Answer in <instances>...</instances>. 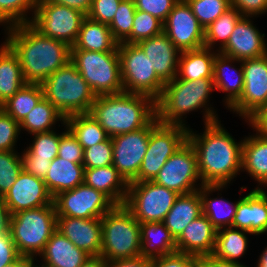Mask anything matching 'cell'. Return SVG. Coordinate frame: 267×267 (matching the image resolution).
<instances>
[{"label":"cell","mask_w":267,"mask_h":267,"mask_svg":"<svg viewBox=\"0 0 267 267\" xmlns=\"http://www.w3.org/2000/svg\"><path fill=\"white\" fill-rule=\"evenodd\" d=\"M247 125L248 135H244L242 144V172L244 180L250 177L253 183L251 189H262L267 186V138L260 136L248 123V120L240 119ZM252 131H251V130ZM255 185V186H254Z\"/></svg>","instance_id":"cell-22"},{"label":"cell","mask_w":267,"mask_h":267,"mask_svg":"<svg viewBox=\"0 0 267 267\" xmlns=\"http://www.w3.org/2000/svg\"><path fill=\"white\" fill-rule=\"evenodd\" d=\"M213 84L215 92L224 95H220V105L228 110L243 92L244 75L241 60L217 52L214 59Z\"/></svg>","instance_id":"cell-21"},{"label":"cell","mask_w":267,"mask_h":267,"mask_svg":"<svg viewBox=\"0 0 267 267\" xmlns=\"http://www.w3.org/2000/svg\"><path fill=\"white\" fill-rule=\"evenodd\" d=\"M149 58L157 76L166 84L177 77L180 51L162 32L137 43Z\"/></svg>","instance_id":"cell-25"},{"label":"cell","mask_w":267,"mask_h":267,"mask_svg":"<svg viewBox=\"0 0 267 267\" xmlns=\"http://www.w3.org/2000/svg\"><path fill=\"white\" fill-rule=\"evenodd\" d=\"M105 267H151V259L143 256L106 261Z\"/></svg>","instance_id":"cell-56"},{"label":"cell","mask_w":267,"mask_h":267,"mask_svg":"<svg viewBox=\"0 0 267 267\" xmlns=\"http://www.w3.org/2000/svg\"><path fill=\"white\" fill-rule=\"evenodd\" d=\"M34 261V259L19 256L14 262L4 265L2 267H29V265Z\"/></svg>","instance_id":"cell-62"},{"label":"cell","mask_w":267,"mask_h":267,"mask_svg":"<svg viewBox=\"0 0 267 267\" xmlns=\"http://www.w3.org/2000/svg\"><path fill=\"white\" fill-rule=\"evenodd\" d=\"M122 0H92V5L87 17L109 25Z\"/></svg>","instance_id":"cell-50"},{"label":"cell","mask_w":267,"mask_h":267,"mask_svg":"<svg viewBox=\"0 0 267 267\" xmlns=\"http://www.w3.org/2000/svg\"><path fill=\"white\" fill-rule=\"evenodd\" d=\"M263 248L262 251L260 249V252H257L259 253L258 255H256V259H255V263H253L254 265H251L250 267H267V242H266V245L261 247Z\"/></svg>","instance_id":"cell-60"},{"label":"cell","mask_w":267,"mask_h":267,"mask_svg":"<svg viewBox=\"0 0 267 267\" xmlns=\"http://www.w3.org/2000/svg\"><path fill=\"white\" fill-rule=\"evenodd\" d=\"M20 140L25 139L22 137L19 122L0 108V151H20Z\"/></svg>","instance_id":"cell-46"},{"label":"cell","mask_w":267,"mask_h":267,"mask_svg":"<svg viewBox=\"0 0 267 267\" xmlns=\"http://www.w3.org/2000/svg\"><path fill=\"white\" fill-rule=\"evenodd\" d=\"M65 123L83 149L92 147L108 138L105 130L89 113L68 116L65 118Z\"/></svg>","instance_id":"cell-39"},{"label":"cell","mask_w":267,"mask_h":267,"mask_svg":"<svg viewBox=\"0 0 267 267\" xmlns=\"http://www.w3.org/2000/svg\"><path fill=\"white\" fill-rule=\"evenodd\" d=\"M102 248L106 261L140 256V223L124 205H115L101 218Z\"/></svg>","instance_id":"cell-7"},{"label":"cell","mask_w":267,"mask_h":267,"mask_svg":"<svg viewBox=\"0 0 267 267\" xmlns=\"http://www.w3.org/2000/svg\"><path fill=\"white\" fill-rule=\"evenodd\" d=\"M135 12L134 0H122L120 2L112 22L108 25L118 43L124 42L130 36Z\"/></svg>","instance_id":"cell-42"},{"label":"cell","mask_w":267,"mask_h":267,"mask_svg":"<svg viewBox=\"0 0 267 267\" xmlns=\"http://www.w3.org/2000/svg\"><path fill=\"white\" fill-rule=\"evenodd\" d=\"M257 237L251 232L240 230L234 227H225L217 230L215 248L213 256L217 259L250 266L245 255H249L252 250V240ZM251 238V239H250ZM250 248V249H249ZM248 263V265H246Z\"/></svg>","instance_id":"cell-28"},{"label":"cell","mask_w":267,"mask_h":267,"mask_svg":"<svg viewBox=\"0 0 267 267\" xmlns=\"http://www.w3.org/2000/svg\"><path fill=\"white\" fill-rule=\"evenodd\" d=\"M57 230L90 256L100 255L102 248L101 218L84 219L57 216Z\"/></svg>","instance_id":"cell-23"},{"label":"cell","mask_w":267,"mask_h":267,"mask_svg":"<svg viewBox=\"0 0 267 267\" xmlns=\"http://www.w3.org/2000/svg\"><path fill=\"white\" fill-rule=\"evenodd\" d=\"M244 88L240 98L228 109L234 118L248 120L267 106V54L241 61Z\"/></svg>","instance_id":"cell-14"},{"label":"cell","mask_w":267,"mask_h":267,"mask_svg":"<svg viewBox=\"0 0 267 267\" xmlns=\"http://www.w3.org/2000/svg\"><path fill=\"white\" fill-rule=\"evenodd\" d=\"M213 79H173L166 83L156 100V118L164 124L191 128L189 116L201 114V125L221 120L220 109L214 105ZM213 96V97H212ZM213 98V99H212ZM212 101V102H211Z\"/></svg>","instance_id":"cell-3"},{"label":"cell","mask_w":267,"mask_h":267,"mask_svg":"<svg viewBox=\"0 0 267 267\" xmlns=\"http://www.w3.org/2000/svg\"><path fill=\"white\" fill-rule=\"evenodd\" d=\"M153 182L179 195L193 193L203 186L197 154L188 140L165 162Z\"/></svg>","instance_id":"cell-13"},{"label":"cell","mask_w":267,"mask_h":267,"mask_svg":"<svg viewBox=\"0 0 267 267\" xmlns=\"http://www.w3.org/2000/svg\"><path fill=\"white\" fill-rule=\"evenodd\" d=\"M37 0H0L1 32L13 25L30 23Z\"/></svg>","instance_id":"cell-41"},{"label":"cell","mask_w":267,"mask_h":267,"mask_svg":"<svg viewBox=\"0 0 267 267\" xmlns=\"http://www.w3.org/2000/svg\"><path fill=\"white\" fill-rule=\"evenodd\" d=\"M2 40V41H1ZM0 40V105L14 96L26 82L16 53L3 40Z\"/></svg>","instance_id":"cell-35"},{"label":"cell","mask_w":267,"mask_h":267,"mask_svg":"<svg viewBox=\"0 0 267 267\" xmlns=\"http://www.w3.org/2000/svg\"><path fill=\"white\" fill-rule=\"evenodd\" d=\"M22 171L21 151H0V199Z\"/></svg>","instance_id":"cell-44"},{"label":"cell","mask_w":267,"mask_h":267,"mask_svg":"<svg viewBox=\"0 0 267 267\" xmlns=\"http://www.w3.org/2000/svg\"><path fill=\"white\" fill-rule=\"evenodd\" d=\"M223 122L204 124L200 132L192 127L188 129V141L197 154L203 185L233 186L238 178L243 180L240 177L244 135L237 140Z\"/></svg>","instance_id":"cell-1"},{"label":"cell","mask_w":267,"mask_h":267,"mask_svg":"<svg viewBox=\"0 0 267 267\" xmlns=\"http://www.w3.org/2000/svg\"><path fill=\"white\" fill-rule=\"evenodd\" d=\"M140 255L153 259L177 252L176 240L163 222L140 223Z\"/></svg>","instance_id":"cell-33"},{"label":"cell","mask_w":267,"mask_h":267,"mask_svg":"<svg viewBox=\"0 0 267 267\" xmlns=\"http://www.w3.org/2000/svg\"><path fill=\"white\" fill-rule=\"evenodd\" d=\"M178 196L153 181L130 182L124 206L139 223L163 222Z\"/></svg>","instance_id":"cell-10"},{"label":"cell","mask_w":267,"mask_h":267,"mask_svg":"<svg viewBox=\"0 0 267 267\" xmlns=\"http://www.w3.org/2000/svg\"><path fill=\"white\" fill-rule=\"evenodd\" d=\"M199 24L205 29L231 8L230 0H186Z\"/></svg>","instance_id":"cell-45"},{"label":"cell","mask_w":267,"mask_h":267,"mask_svg":"<svg viewBox=\"0 0 267 267\" xmlns=\"http://www.w3.org/2000/svg\"><path fill=\"white\" fill-rule=\"evenodd\" d=\"M163 32V23L151 14L136 10L130 36L124 43H138Z\"/></svg>","instance_id":"cell-43"},{"label":"cell","mask_w":267,"mask_h":267,"mask_svg":"<svg viewBox=\"0 0 267 267\" xmlns=\"http://www.w3.org/2000/svg\"><path fill=\"white\" fill-rule=\"evenodd\" d=\"M118 44L107 24L94 21L86 16L71 50L118 52Z\"/></svg>","instance_id":"cell-30"},{"label":"cell","mask_w":267,"mask_h":267,"mask_svg":"<svg viewBox=\"0 0 267 267\" xmlns=\"http://www.w3.org/2000/svg\"><path fill=\"white\" fill-rule=\"evenodd\" d=\"M43 180L47 190L54 197L84 183V165L57 156L52 160Z\"/></svg>","instance_id":"cell-31"},{"label":"cell","mask_w":267,"mask_h":267,"mask_svg":"<svg viewBox=\"0 0 267 267\" xmlns=\"http://www.w3.org/2000/svg\"><path fill=\"white\" fill-rule=\"evenodd\" d=\"M64 123V116L43 97L19 124L21 134L26 138L36 133L57 129Z\"/></svg>","instance_id":"cell-36"},{"label":"cell","mask_w":267,"mask_h":267,"mask_svg":"<svg viewBox=\"0 0 267 267\" xmlns=\"http://www.w3.org/2000/svg\"><path fill=\"white\" fill-rule=\"evenodd\" d=\"M19 256L9 230L0 234V267L14 262Z\"/></svg>","instance_id":"cell-54"},{"label":"cell","mask_w":267,"mask_h":267,"mask_svg":"<svg viewBox=\"0 0 267 267\" xmlns=\"http://www.w3.org/2000/svg\"><path fill=\"white\" fill-rule=\"evenodd\" d=\"M29 267H44L42 265H40L36 260H34L30 265Z\"/></svg>","instance_id":"cell-63"},{"label":"cell","mask_w":267,"mask_h":267,"mask_svg":"<svg viewBox=\"0 0 267 267\" xmlns=\"http://www.w3.org/2000/svg\"><path fill=\"white\" fill-rule=\"evenodd\" d=\"M216 234L217 229L202 214L189 223L176 239L177 252L197 258L212 255L215 248Z\"/></svg>","instance_id":"cell-26"},{"label":"cell","mask_w":267,"mask_h":267,"mask_svg":"<svg viewBox=\"0 0 267 267\" xmlns=\"http://www.w3.org/2000/svg\"><path fill=\"white\" fill-rule=\"evenodd\" d=\"M106 260L101 256H89L80 267H105Z\"/></svg>","instance_id":"cell-59"},{"label":"cell","mask_w":267,"mask_h":267,"mask_svg":"<svg viewBox=\"0 0 267 267\" xmlns=\"http://www.w3.org/2000/svg\"><path fill=\"white\" fill-rule=\"evenodd\" d=\"M188 140V128L158 122L150 131L148 148L133 182L153 181L165 162Z\"/></svg>","instance_id":"cell-11"},{"label":"cell","mask_w":267,"mask_h":267,"mask_svg":"<svg viewBox=\"0 0 267 267\" xmlns=\"http://www.w3.org/2000/svg\"><path fill=\"white\" fill-rule=\"evenodd\" d=\"M70 61L96 96L123 92L118 52L71 50Z\"/></svg>","instance_id":"cell-8"},{"label":"cell","mask_w":267,"mask_h":267,"mask_svg":"<svg viewBox=\"0 0 267 267\" xmlns=\"http://www.w3.org/2000/svg\"><path fill=\"white\" fill-rule=\"evenodd\" d=\"M84 149L72 132L67 129L59 141L58 157L68 161L83 164Z\"/></svg>","instance_id":"cell-48"},{"label":"cell","mask_w":267,"mask_h":267,"mask_svg":"<svg viewBox=\"0 0 267 267\" xmlns=\"http://www.w3.org/2000/svg\"><path fill=\"white\" fill-rule=\"evenodd\" d=\"M218 51L209 48L180 53L176 79H213L214 59Z\"/></svg>","instance_id":"cell-34"},{"label":"cell","mask_w":267,"mask_h":267,"mask_svg":"<svg viewBox=\"0 0 267 267\" xmlns=\"http://www.w3.org/2000/svg\"><path fill=\"white\" fill-rule=\"evenodd\" d=\"M197 261L195 256L175 252L151 259V267H196Z\"/></svg>","instance_id":"cell-51"},{"label":"cell","mask_w":267,"mask_h":267,"mask_svg":"<svg viewBox=\"0 0 267 267\" xmlns=\"http://www.w3.org/2000/svg\"><path fill=\"white\" fill-rule=\"evenodd\" d=\"M8 230L19 255L36 260L57 230L54 204L8 216Z\"/></svg>","instance_id":"cell-5"},{"label":"cell","mask_w":267,"mask_h":267,"mask_svg":"<svg viewBox=\"0 0 267 267\" xmlns=\"http://www.w3.org/2000/svg\"><path fill=\"white\" fill-rule=\"evenodd\" d=\"M196 267H250L215 258L213 255L199 257Z\"/></svg>","instance_id":"cell-57"},{"label":"cell","mask_w":267,"mask_h":267,"mask_svg":"<svg viewBox=\"0 0 267 267\" xmlns=\"http://www.w3.org/2000/svg\"><path fill=\"white\" fill-rule=\"evenodd\" d=\"M57 216L72 218H102L115 204L101 191L85 183L53 197Z\"/></svg>","instance_id":"cell-15"},{"label":"cell","mask_w":267,"mask_h":267,"mask_svg":"<svg viewBox=\"0 0 267 267\" xmlns=\"http://www.w3.org/2000/svg\"><path fill=\"white\" fill-rule=\"evenodd\" d=\"M8 214L0 201V234L8 230Z\"/></svg>","instance_id":"cell-61"},{"label":"cell","mask_w":267,"mask_h":267,"mask_svg":"<svg viewBox=\"0 0 267 267\" xmlns=\"http://www.w3.org/2000/svg\"><path fill=\"white\" fill-rule=\"evenodd\" d=\"M89 114L112 138L147 126L156 117V101L129 92L96 96Z\"/></svg>","instance_id":"cell-4"},{"label":"cell","mask_w":267,"mask_h":267,"mask_svg":"<svg viewBox=\"0 0 267 267\" xmlns=\"http://www.w3.org/2000/svg\"><path fill=\"white\" fill-rule=\"evenodd\" d=\"M89 256L56 230L36 261L44 267H80Z\"/></svg>","instance_id":"cell-27"},{"label":"cell","mask_w":267,"mask_h":267,"mask_svg":"<svg viewBox=\"0 0 267 267\" xmlns=\"http://www.w3.org/2000/svg\"><path fill=\"white\" fill-rule=\"evenodd\" d=\"M44 97L41 84L26 83L16 94L8 98L0 108L19 123Z\"/></svg>","instance_id":"cell-37"},{"label":"cell","mask_w":267,"mask_h":267,"mask_svg":"<svg viewBox=\"0 0 267 267\" xmlns=\"http://www.w3.org/2000/svg\"><path fill=\"white\" fill-rule=\"evenodd\" d=\"M230 5L242 16L260 17V19L261 16H267V0H230Z\"/></svg>","instance_id":"cell-52"},{"label":"cell","mask_w":267,"mask_h":267,"mask_svg":"<svg viewBox=\"0 0 267 267\" xmlns=\"http://www.w3.org/2000/svg\"><path fill=\"white\" fill-rule=\"evenodd\" d=\"M231 227L251 232L256 240L262 236L260 240H264L267 235V195L261 189L243 185L242 198L238 201Z\"/></svg>","instance_id":"cell-20"},{"label":"cell","mask_w":267,"mask_h":267,"mask_svg":"<svg viewBox=\"0 0 267 267\" xmlns=\"http://www.w3.org/2000/svg\"><path fill=\"white\" fill-rule=\"evenodd\" d=\"M179 0H134L136 10L144 11L165 22Z\"/></svg>","instance_id":"cell-49"},{"label":"cell","mask_w":267,"mask_h":267,"mask_svg":"<svg viewBox=\"0 0 267 267\" xmlns=\"http://www.w3.org/2000/svg\"><path fill=\"white\" fill-rule=\"evenodd\" d=\"M85 17L83 13L65 5L37 0L30 24L42 35L65 42L72 47Z\"/></svg>","instance_id":"cell-12"},{"label":"cell","mask_w":267,"mask_h":267,"mask_svg":"<svg viewBox=\"0 0 267 267\" xmlns=\"http://www.w3.org/2000/svg\"><path fill=\"white\" fill-rule=\"evenodd\" d=\"M242 14L236 8H229L204 29V47L220 51L228 42L236 23Z\"/></svg>","instance_id":"cell-40"},{"label":"cell","mask_w":267,"mask_h":267,"mask_svg":"<svg viewBox=\"0 0 267 267\" xmlns=\"http://www.w3.org/2000/svg\"><path fill=\"white\" fill-rule=\"evenodd\" d=\"M67 129V125L64 123L57 129L30 135V138H26L28 143L25 141L24 145L20 146L21 154L24 157H37L52 161L58 156L60 136Z\"/></svg>","instance_id":"cell-38"},{"label":"cell","mask_w":267,"mask_h":267,"mask_svg":"<svg viewBox=\"0 0 267 267\" xmlns=\"http://www.w3.org/2000/svg\"><path fill=\"white\" fill-rule=\"evenodd\" d=\"M22 170L26 173L32 174L35 177L44 179L47 171L51 165L50 159H43L37 157H24L21 154Z\"/></svg>","instance_id":"cell-53"},{"label":"cell","mask_w":267,"mask_h":267,"mask_svg":"<svg viewBox=\"0 0 267 267\" xmlns=\"http://www.w3.org/2000/svg\"><path fill=\"white\" fill-rule=\"evenodd\" d=\"M112 138L84 149L83 165L84 169L98 168L113 164Z\"/></svg>","instance_id":"cell-47"},{"label":"cell","mask_w":267,"mask_h":267,"mask_svg":"<svg viewBox=\"0 0 267 267\" xmlns=\"http://www.w3.org/2000/svg\"><path fill=\"white\" fill-rule=\"evenodd\" d=\"M228 188L230 189V185H203L198 190L202 200L203 214L217 230L232 226L238 201L242 198V185L238 191L239 197L233 201L229 200L232 199L231 197L226 198L224 195Z\"/></svg>","instance_id":"cell-24"},{"label":"cell","mask_w":267,"mask_h":267,"mask_svg":"<svg viewBox=\"0 0 267 267\" xmlns=\"http://www.w3.org/2000/svg\"><path fill=\"white\" fill-rule=\"evenodd\" d=\"M44 97L64 116L89 113L96 95L69 61L42 84Z\"/></svg>","instance_id":"cell-6"},{"label":"cell","mask_w":267,"mask_h":267,"mask_svg":"<svg viewBox=\"0 0 267 267\" xmlns=\"http://www.w3.org/2000/svg\"><path fill=\"white\" fill-rule=\"evenodd\" d=\"M159 121L155 117L147 126L112 137L113 166L127 183L133 182L148 148L151 129Z\"/></svg>","instance_id":"cell-16"},{"label":"cell","mask_w":267,"mask_h":267,"mask_svg":"<svg viewBox=\"0 0 267 267\" xmlns=\"http://www.w3.org/2000/svg\"><path fill=\"white\" fill-rule=\"evenodd\" d=\"M84 183L101 191L115 205H124L128 183L113 165L84 169Z\"/></svg>","instance_id":"cell-29"},{"label":"cell","mask_w":267,"mask_h":267,"mask_svg":"<svg viewBox=\"0 0 267 267\" xmlns=\"http://www.w3.org/2000/svg\"><path fill=\"white\" fill-rule=\"evenodd\" d=\"M18 56L26 83L42 84L71 59V47L42 35L30 23L13 25L0 35Z\"/></svg>","instance_id":"cell-2"},{"label":"cell","mask_w":267,"mask_h":267,"mask_svg":"<svg viewBox=\"0 0 267 267\" xmlns=\"http://www.w3.org/2000/svg\"><path fill=\"white\" fill-rule=\"evenodd\" d=\"M249 126L260 136L267 138V106L260 108L248 119Z\"/></svg>","instance_id":"cell-55"},{"label":"cell","mask_w":267,"mask_h":267,"mask_svg":"<svg viewBox=\"0 0 267 267\" xmlns=\"http://www.w3.org/2000/svg\"><path fill=\"white\" fill-rule=\"evenodd\" d=\"M48 1L54 4L65 5L69 8L75 9L83 13L85 16H87V14L89 13L92 5V0H48Z\"/></svg>","instance_id":"cell-58"},{"label":"cell","mask_w":267,"mask_h":267,"mask_svg":"<svg viewBox=\"0 0 267 267\" xmlns=\"http://www.w3.org/2000/svg\"><path fill=\"white\" fill-rule=\"evenodd\" d=\"M255 20L256 17L242 16L227 44L219 52L241 61L267 54L266 34L259 29Z\"/></svg>","instance_id":"cell-19"},{"label":"cell","mask_w":267,"mask_h":267,"mask_svg":"<svg viewBox=\"0 0 267 267\" xmlns=\"http://www.w3.org/2000/svg\"><path fill=\"white\" fill-rule=\"evenodd\" d=\"M203 214L202 200L199 191L179 195L165 216L163 223L176 240L184 228Z\"/></svg>","instance_id":"cell-32"},{"label":"cell","mask_w":267,"mask_h":267,"mask_svg":"<svg viewBox=\"0 0 267 267\" xmlns=\"http://www.w3.org/2000/svg\"><path fill=\"white\" fill-rule=\"evenodd\" d=\"M123 92L147 95L155 101L165 83L157 76L145 52L137 43H119Z\"/></svg>","instance_id":"cell-9"},{"label":"cell","mask_w":267,"mask_h":267,"mask_svg":"<svg viewBox=\"0 0 267 267\" xmlns=\"http://www.w3.org/2000/svg\"><path fill=\"white\" fill-rule=\"evenodd\" d=\"M0 201L10 216L22 210L51 205L53 204V197L42 178L22 170L15 183Z\"/></svg>","instance_id":"cell-18"},{"label":"cell","mask_w":267,"mask_h":267,"mask_svg":"<svg viewBox=\"0 0 267 267\" xmlns=\"http://www.w3.org/2000/svg\"><path fill=\"white\" fill-rule=\"evenodd\" d=\"M267 195V186L261 189Z\"/></svg>","instance_id":"cell-64"},{"label":"cell","mask_w":267,"mask_h":267,"mask_svg":"<svg viewBox=\"0 0 267 267\" xmlns=\"http://www.w3.org/2000/svg\"><path fill=\"white\" fill-rule=\"evenodd\" d=\"M163 32L180 51L204 47V28L186 0H179L163 23Z\"/></svg>","instance_id":"cell-17"}]
</instances>
